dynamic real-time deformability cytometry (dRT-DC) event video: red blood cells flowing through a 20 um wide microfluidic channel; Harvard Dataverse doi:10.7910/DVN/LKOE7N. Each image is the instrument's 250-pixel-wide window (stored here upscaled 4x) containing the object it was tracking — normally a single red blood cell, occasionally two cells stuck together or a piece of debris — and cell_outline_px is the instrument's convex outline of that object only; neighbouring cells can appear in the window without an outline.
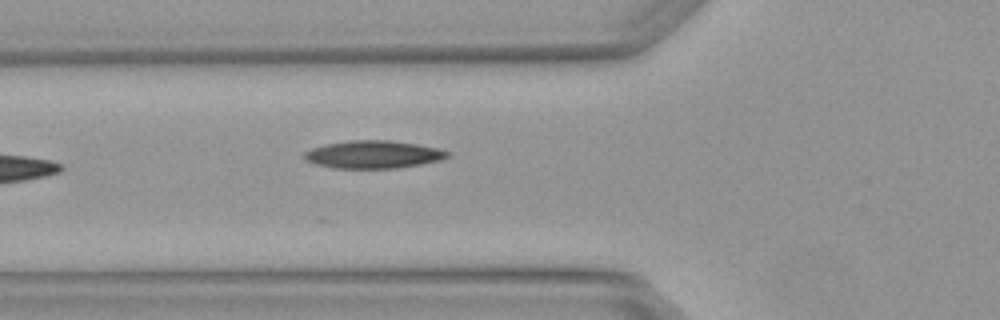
{"species": "Egyptian fruit bat (a non-hibernating species)", "species_latin": "Rousettus aegyptiacus", "temperature_condition": "warm", "stored_images_in_passage": 5, "camera_frame_rate_fps": 3000, "um_per_image_px": 0.085, "animal": {"sex": "female"}, "frame": {"image": 1, "passage_image": 5, "time_ms": 1.333, "image_size_px": [1000, 320], "cell_outline_px": [[452, 156], [440, 160], [420, 164], [396, 168], [332, 168], [316, 164], [304, 160], [304, 152], [312, 148], [324, 144], [348, 140], [388, 140], [416, 144], [436, 148], [452, 152]], "centroid_in_image_um": [31.72, 13.13], "position_along_channel_um": 94.1, "area_um2": 23.24}}